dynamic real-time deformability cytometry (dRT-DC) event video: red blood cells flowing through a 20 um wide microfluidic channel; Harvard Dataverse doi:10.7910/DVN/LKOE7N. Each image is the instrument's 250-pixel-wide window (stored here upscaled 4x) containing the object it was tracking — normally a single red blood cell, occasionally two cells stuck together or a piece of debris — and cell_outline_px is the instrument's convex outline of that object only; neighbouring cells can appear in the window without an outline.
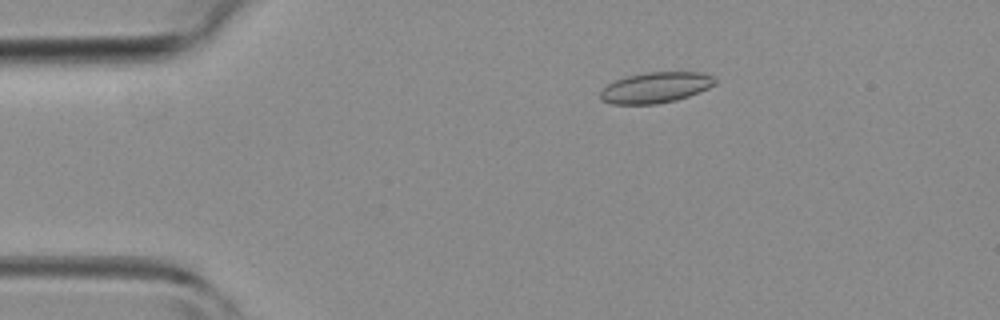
{"species": "common noctule bat (a hibernating species)", "species_latin": "Nyctalus noctula", "temperature_condition": "room temperature", "stored_images_in_passage": 3, "camera_frame_rate_fps": 3000, "um_per_image_px": 0.085, "animal": {"sex": "female", "body_mass_g": 19.3, "forearm_length_mm": 54.1}, "frame": {"image": 1, "passage_image": 2, "time_ms": 1.333, "image_size_px": [1000, 320], "cell_outline_px": [[716, 84], [708, 88], [688, 96], [676, 100], [656, 104], [612, 104], [600, 100], [600, 92], [608, 84], [616, 80], [628, 76], [648, 72], [704, 72], [712, 76], [716, 80]], "centroid_in_image_um": [55.73, 7.44], "position_along_channel_um": 29.3, "area_um2": 20.46}}